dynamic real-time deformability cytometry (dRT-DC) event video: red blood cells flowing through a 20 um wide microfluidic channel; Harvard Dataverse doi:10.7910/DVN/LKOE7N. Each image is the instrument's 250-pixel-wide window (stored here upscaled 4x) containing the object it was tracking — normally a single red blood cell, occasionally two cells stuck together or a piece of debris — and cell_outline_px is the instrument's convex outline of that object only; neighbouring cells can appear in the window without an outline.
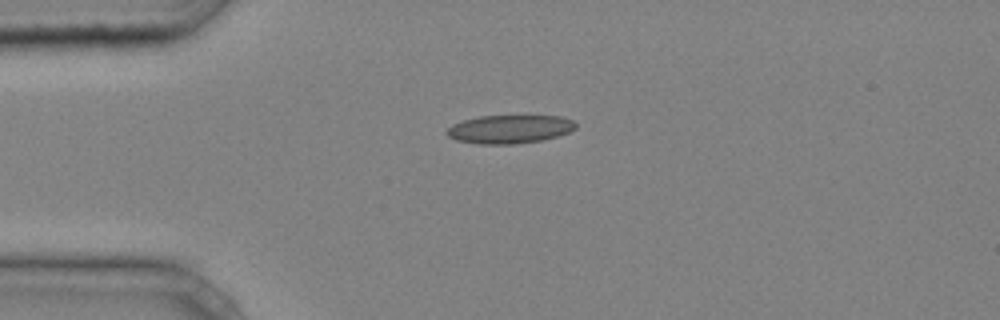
{"species": "common noctule bat (a hibernating species)", "species_latin": "Nyctalus noctula", "temperature_condition": "cold", "stored_images_in_passage": 32, "camera_frame_rate_fps": 3000, "um_per_image_px": 0.085, "animal": {"sex": "male", "body_mass_g": 20.4}, "frame": {"image": 1, "passage_image": 1, "time_ms": 0.0, "image_size_px": [1000, 320], "cell_outline_px": [[576, 128], [560, 136], [540, 140], [516, 144], [476, 144], [456, 140], [448, 136], [444, 132], [452, 124], [464, 120], [480, 116], [560, 116], [572, 120], [576, 124]], "centroid_in_image_um": [43.3, 10.98], "position_along_channel_um": 41.7, "area_um2": 21.39}}
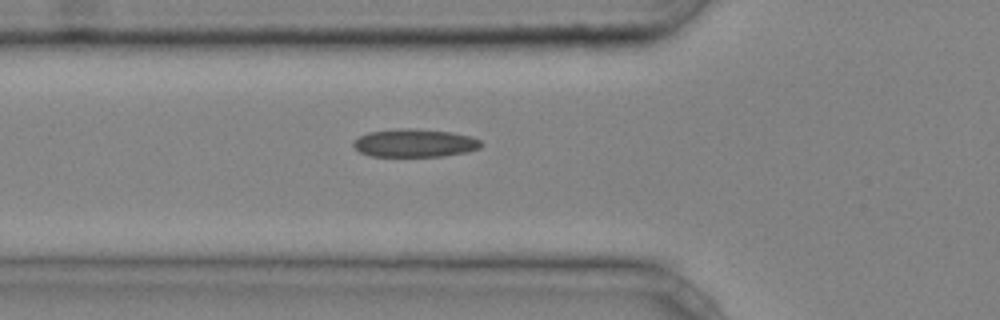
{"frame": {"image": 2, "passage_image": 6, "time_ms": 1.667, "image_size_px": [1000, 320], "cell_outline_px": [[484, 144], [480, 148], [468, 152], [444, 156], [372, 156], [360, 152], [352, 144], [360, 136], [368, 132], [400, 128], [408, 128], [452, 132], [472, 136], [480, 140]], "centroid_in_image_um": [35.31, 12.16], "position_along_channel_um": 90.5, "area_um2": 20.92}}
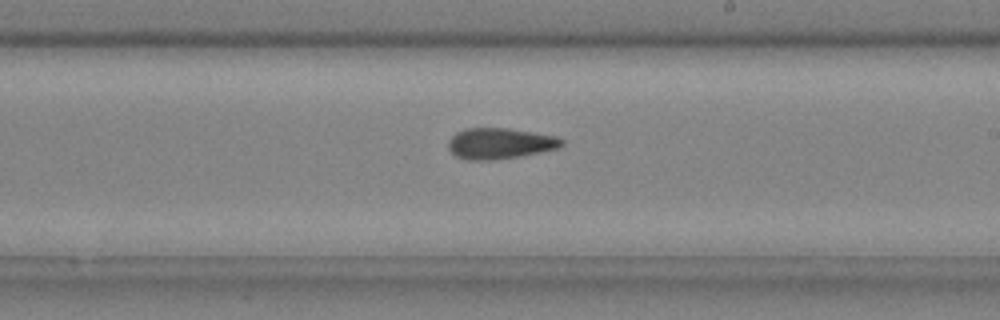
{"frame": {"image": 3, "passage_image": 17, "time_ms": 5.333, "image_size_px": [1000, 320], "cell_outline_px": [[564, 144], [560, 148], [520, 156], [492, 160], [468, 160], [456, 156], [448, 148], [448, 140], [456, 132], [464, 128], [508, 128], [556, 136], [564, 140]], "centroid_in_image_um": [42.49, 12.19], "position_along_channel_um": 246.5, "area_um2": 20.52}, "authors_computed_cell_mechanics": {"area_um2": 20.1722, "velocity_mm_per_s": 4.2467, "shape_relaxation_time_tau1_ms": null, "shape_relaxation_time_tau2_ms": 3.7679, "deformation_change_tau1": null, "deformation_change_tau2": 0.1164}}